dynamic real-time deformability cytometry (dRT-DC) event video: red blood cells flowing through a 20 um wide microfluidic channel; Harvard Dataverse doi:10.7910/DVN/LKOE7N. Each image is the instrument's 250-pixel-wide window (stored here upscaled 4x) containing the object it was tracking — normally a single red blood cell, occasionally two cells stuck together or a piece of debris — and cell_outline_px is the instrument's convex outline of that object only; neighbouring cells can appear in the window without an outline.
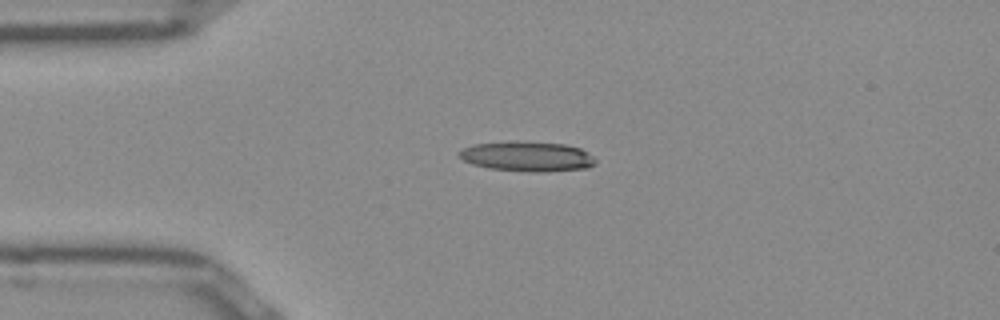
{"species": "Egyptian fruit bat (a non-hibernating species)", "species_latin": "Rousettus aegyptiacus", "temperature_condition": "room temperature", "stored_images_in_passage": 40, "camera_frame_rate_fps": 3000, "um_per_image_px": 0.085, "frame": {"image": 1, "passage_image": 1, "time_ms": 0.0, "image_size_px": [1000, 320], "cell_outline_px": [[596, 164], [588, 168], [544, 172], [536, 172], [488, 168], [472, 164], [464, 160], [460, 156], [460, 152], [464, 148], [472, 144], [564, 144], [580, 148], [592, 156], [596, 160]], "centroid_in_image_um": [44.88, 13.35], "position_along_channel_um": 40.1, "area_um2": 22.54}}
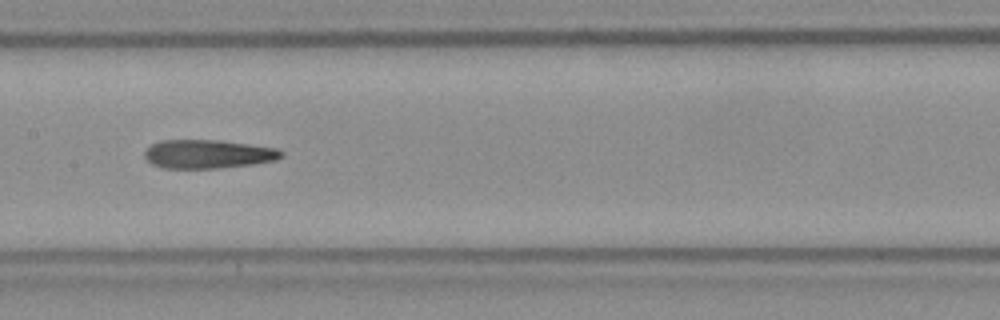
{"frame": {"image": 2, "passage_image": 14, "time_ms": 4.333, "image_size_px": [1000, 320], "cell_outline_px": [[284, 156], [276, 160], [252, 164], [216, 168], [164, 168], [152, 164], [144, 156], [144, 152], [152, 144], [160, 140], [220, 140], [280, 148], [284, 152]], "centroid_in_image_um": [17.72, 13.08], "position_along_channel_um": 189.7, "area_um2": 22.95}}
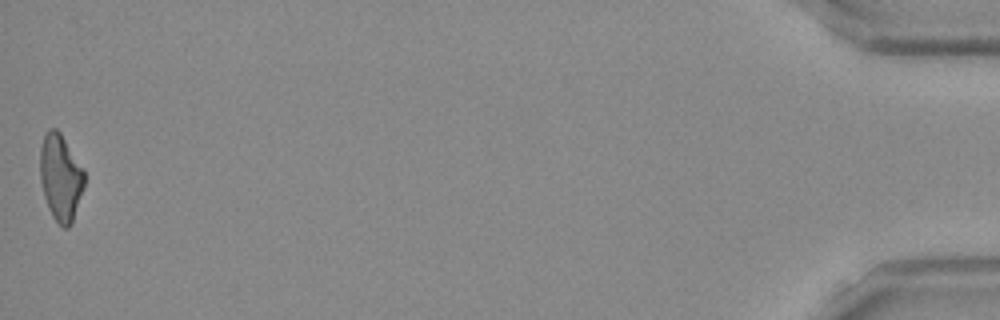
{"frame": {"image": 3, "passage_image": 40, "time_ms": 13.0, "image_size_px": [1000, 320], "cell_outline_px": [[84, 184], [72, 224], [68, 228], [64, 228], [52, 216], [48, 208], [44, 196], [40, 180], [40, 148], [44, 132], [48, 128], [56, 128], [60, 132], [84, 172]], "centroid_in_image_um": [5.12, 15.08], "position_along_channel_um": 430.1, "area_um2": 22.14}, "authors_computed_cell_mechanics": {"area_um2": 23.0622, "velocity_mm_per_s": 3.9517, "shape_relaxation_time_tau1_ms": null, "shape_relaxation_time_tau2_ms": 5.6064, "deformation_change_tau1": null, "deformation_change_tau2": 0.2039}}